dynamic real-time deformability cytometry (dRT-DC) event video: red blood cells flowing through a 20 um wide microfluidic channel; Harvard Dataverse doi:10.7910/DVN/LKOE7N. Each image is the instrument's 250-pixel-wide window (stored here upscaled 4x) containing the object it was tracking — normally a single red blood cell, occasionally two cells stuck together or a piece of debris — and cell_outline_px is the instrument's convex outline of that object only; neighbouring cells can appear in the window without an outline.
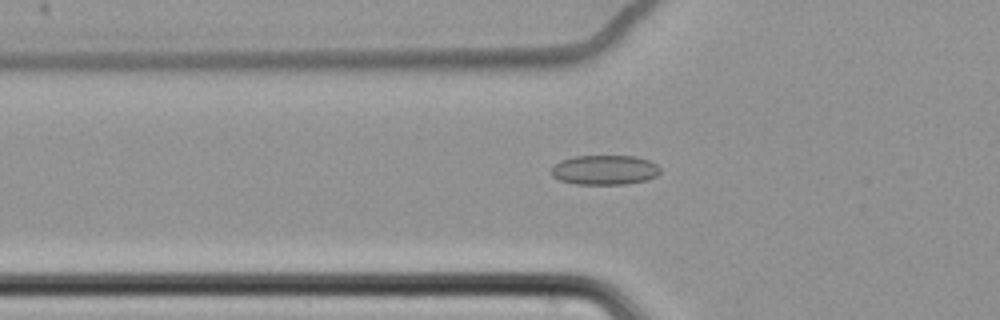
{"species": "common noctule bat (a hibernating species)", "species_latin": "Nyctalus noctula", "temperature_condition": "cold", "stored_images_in_passage": 64, "camera_frame_rate_fps": 3000, "um_per_image_px": 0.085, "animal": {"sex": "female", "body_mass_g": 22.7, "forearm_length_mm": 54.2}, "frame": {"image": 1, "passage_image": 25, "time_ms": 8.0, "image_size_px": [1000, 320], "cell_outline_px": [[660, 172], [656, 176], [648, 180], [628, 184], [576, 184], [560, 180], [552, 176], [552, 164], [560, 160], [572, 156], [636, 156], [648, 160], [656, 164], [660, 168]], "centroid_in_image_um": [51.39, 14.44], "position_along_channel_um": 74.4, "area_um2": 19.02}}
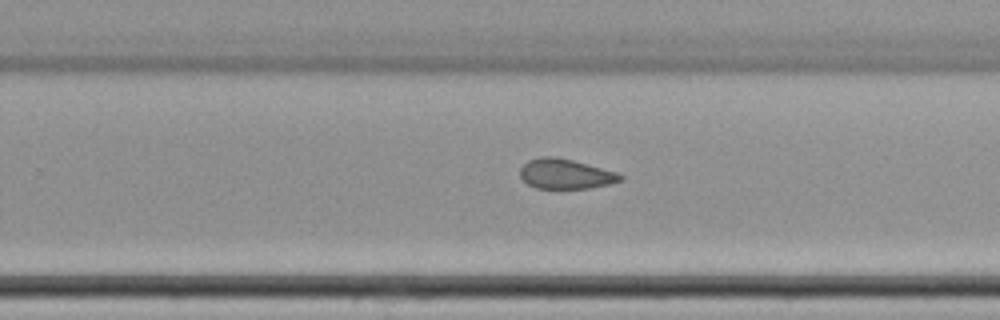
{"frame": {"image": 2, "passage_image": 43, "time_ms": 14.0, "image_size_px": [1000, 320], "cell_outline_px": [[624, 180], [608, 184], [588, 188], [536, 188], [528, 184], [520, 176], [520, 168], [528, 160], [540, 156], [556, 156], [588, 164], [616, 172], [624, 176]], "centroid_in_image_um": [48.06, 14.77], "position_along_channel_um": 281.7, "area_um2": 17.46}}
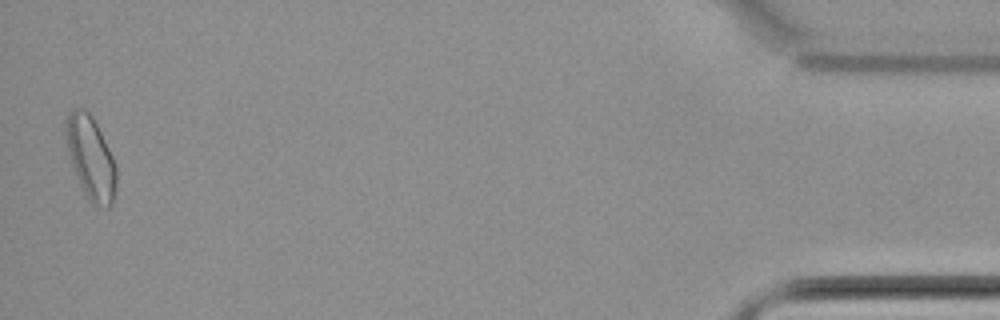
{"frame": {"image": 3, "passage_image": 63, "time_ms": 20.667, "image_size_px": [1000, 320], "cell_outline_px": [[116, 184], [112, 204], [108, 208], [92, 204], [88, 200], [80, 184], [68, 156], [64, 132], [64, 120], [68, 112], [72, 108], [84, 108], [92, 116], [112, 156], [116, 168]], "centroid_in_image_um": [7.67, 13.38], "position_along_channel_um": 427.5, "area_um2": 24.51}, "authors_computed_cell_mechanics": {"area_um2": 19.2474, "velocity_mm_per_s": 3.4789, "shape_relaxation_time_tau1_ms": null, "shape_relaxation_time_tau2_ms": 6.5562, "deformation_change_tau1": null, "deformation_change_tau2": 0.1015}}